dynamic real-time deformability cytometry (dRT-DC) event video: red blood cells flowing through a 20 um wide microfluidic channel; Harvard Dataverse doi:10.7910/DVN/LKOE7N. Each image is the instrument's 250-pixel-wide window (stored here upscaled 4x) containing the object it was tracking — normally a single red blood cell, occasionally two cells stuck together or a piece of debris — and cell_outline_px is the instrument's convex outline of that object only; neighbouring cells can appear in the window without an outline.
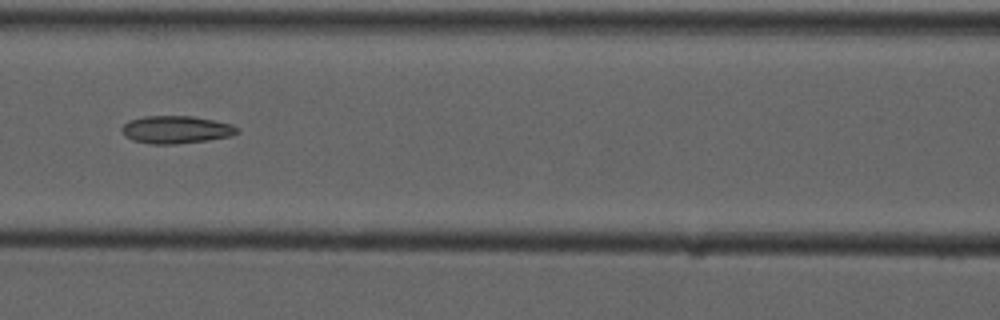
{"species": "common noctule bat (a hibernating species)", "species_latin": "Nyctalus noctula", "temperature_condition": "cold", "stored_images_in_passage": 8, "camera_frame_rate_fps": 3000, "um_per_image_px": 0.085, "animal": {"sex": "male", "forearm_length_mm": 52.5}, "frame": {"image": 1, "passage_image": 6, "time_ms": 6.0, "image_size_px": [1000, 320], "cell_outline_px": [[240, 132], [232, 136], [208, 140], [176, 144], [152, 144], [132, 140], [124, 136], [120, 128], [128, 120], [144, 116], [192, 116], [232, 124], [240, 128]], "centroid_in_image_um": [14.97, 11.02], "position_along_channel_um": 151.6, "area_um2": 18.79}}
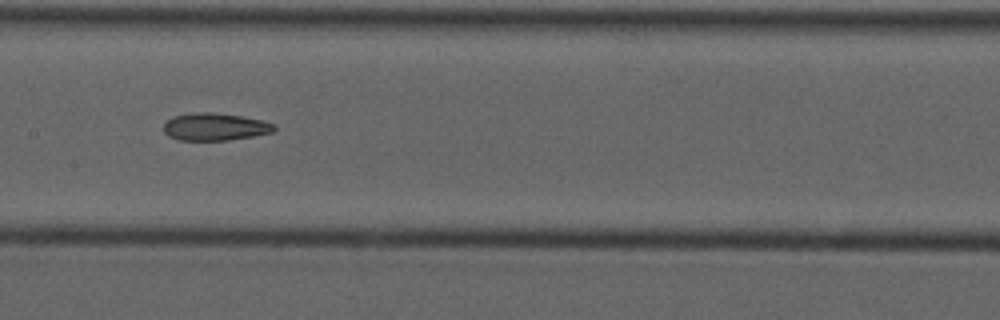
{"frame": {"image": 2, "passage_image": 7, "time_ms": 7.0, "image_size_px": [1000, 320], "cell_outline_px": [[276, 128], [272, 132], [252, 136], [228, 140], [180, 140], [168, 136], [164, 132], [164, 124], [172, 116], [192, 112], [212, 112], [240, 116], [264, 120], [276, 124]], "centroid_in_image_um": [18.27, 10.77], "position_along_channel_um": 189.1, "area_um2": 17.74}}
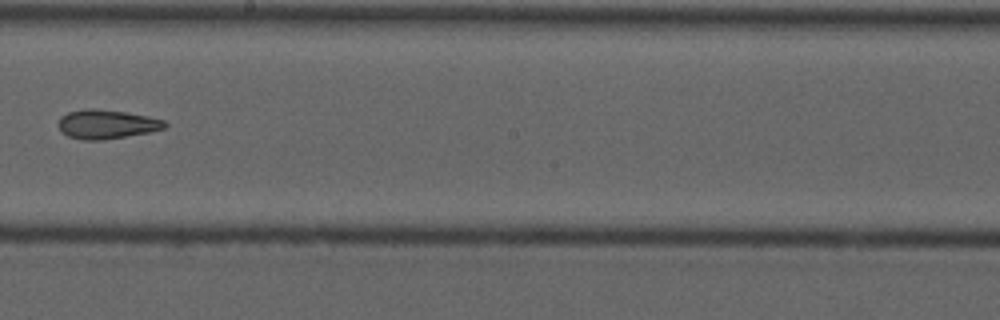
{"frame": {"image": 3, "passage_image": 8, "time_ms": 8.333, "image_size_px": [1000, 320], "cell_outline_px": [[168, 124], [164, 128], [148, 132], [104, 140], [84, 140], [68, 136], [60, 132], [56, 124], [60, 116], [68, 112], [124, 112], [148, 116], [164, 120]], "centroid_in_image_um": [9.06, 10.62], "position_along_channel_um": 239.1, "area_um2": 17.22}}